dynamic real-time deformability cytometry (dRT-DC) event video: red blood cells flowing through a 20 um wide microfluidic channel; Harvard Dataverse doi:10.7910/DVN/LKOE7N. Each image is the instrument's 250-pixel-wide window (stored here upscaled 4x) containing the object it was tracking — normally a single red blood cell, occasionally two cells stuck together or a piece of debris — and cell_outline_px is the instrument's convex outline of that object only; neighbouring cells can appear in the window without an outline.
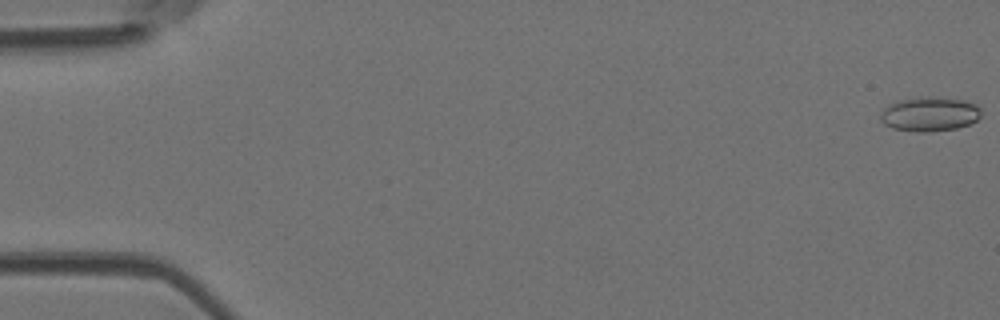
{"species": "Egyptian fruit bat (a non-hibernating species)", "species_latin": "Rousettus aegyptiacus", "temperature_condition": "room temperature", "stored_images_in_passage": 53, "camera_frame_rate_fps": 3000, "um_per_image_px": 0.085, "animal": {"sex": "female"}, "frame": {"image": 1, "passage_image": 1, "time_ms": 0.0, "image_size_px": [1000, 320], "cell_outline_px": [[980, 116], [976, 120], [968, 124], [956, 128], [924, 132], [916, 132], [892, 128], [884, 124], [880, 120], [880, 112], [888, 104], [896, 100], [920, 96], [928, 96], [964, 100], [976, 104], [980, 108]], "centroid_in_image_um": [78.96, 9.68], "position_along_channel_um": 6.0, "area_um2": 20.35}}
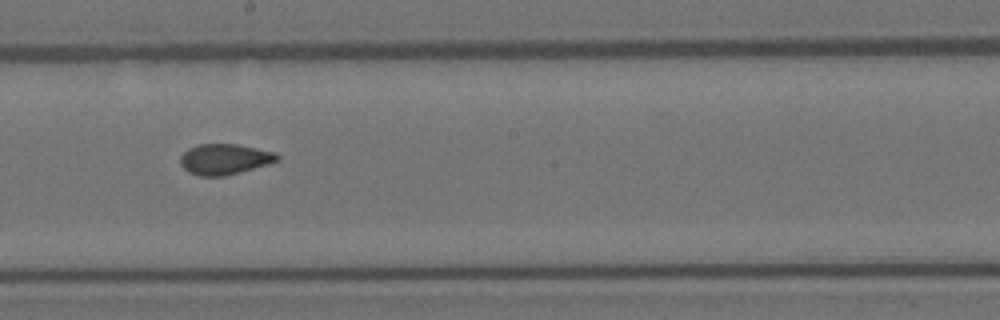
{"frame": {"image": 2, "passage_image": 30, "time_ms": 9.667, "image_size_px": [1000, 320], "cell_outline_px": [[280, 160], [268, 164], [240, 172], [224, 176], [200, 176], [188, 172], [180, 164], [180, 156], [188, 148], [196, 144], [236, 144], [276, 152], [280, 156]], "centroid_in_image_um": [19.09, 13.52], "position_along_channel_um": 229.1, "area_um2": 17.4}}
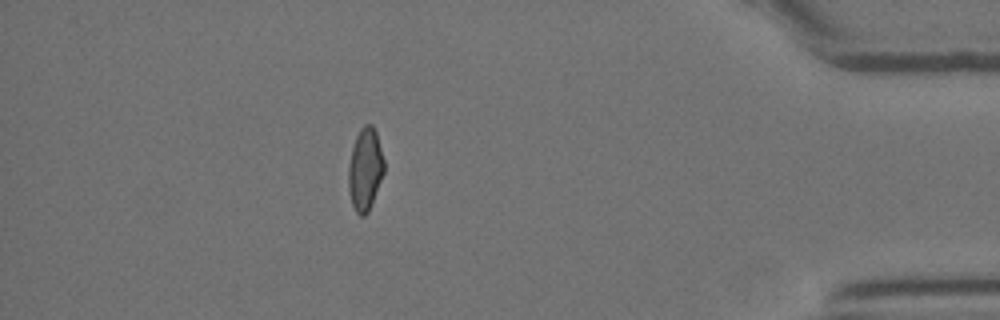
{"frame": {"image": 3, "passage_image": 47, "time_ms": 15.333, "image_size_px": [1000, 320], "cell_outline_px": [[384, 172], [368, 212], [364, 216], [360, 216], [356, 212], [352, 204], [348, 192], [348, 168], [352, 148], [356, 136], [360, 128], [364, 124], [372, 124], [376, 132], [384, 160]], "centroid_in_image_um": [31.02, 14.38], "position_along_channel_um": 404.2, "area_um2": 17.11}, "authors_computed_cell_mechanics": {"area_um2": 17.4556, "velocity_mm_per_s": 3.8927, "shape_relaxation_time_tau1_ms": null, "shape_relaxation_time_tau2_ms": 1.3253, "deformation_change_tau1": null, "deformation_change_tau2": 0.0672}}